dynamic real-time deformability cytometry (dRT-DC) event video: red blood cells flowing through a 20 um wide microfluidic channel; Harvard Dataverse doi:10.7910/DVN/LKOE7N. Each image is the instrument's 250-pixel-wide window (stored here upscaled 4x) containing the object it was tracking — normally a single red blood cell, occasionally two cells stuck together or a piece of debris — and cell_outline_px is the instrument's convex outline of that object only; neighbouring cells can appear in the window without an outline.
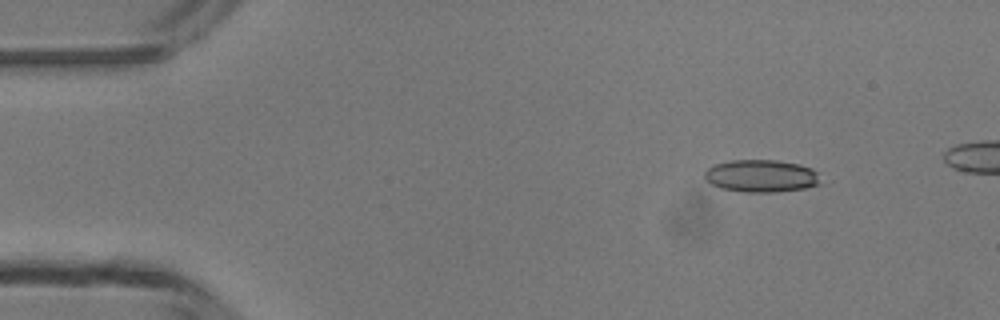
{"species": "common noctule bat (a hibernating species)", "species_latin": "Nyctalus noctula", "temperature_condition": "room temperature", "stored_images_in_passage": 4, "camera_frame_rate_fps": 3000, "um_per_image_px": 0.085, "animal": {"sex": "male", "body_mass_g": 13.3}, "frame": {"image": 1, "passage_image": 1, "time_ms": 0.0, "image_size_px": [1000, 320], "cell_outline_px": [[824, 184], [804, 188], [776, 192], [744, 192], [720, 188], [712, 184], [704, 176], [704, 172], [708, 168], [716, 164], [732, 160], [776, 160], [800, 164], [812, 168], [816, 172]], "centroid_in_image_um": [64.75, 14.96], "position_along_channel_um": 20.2, "area_um2": 22.02}}